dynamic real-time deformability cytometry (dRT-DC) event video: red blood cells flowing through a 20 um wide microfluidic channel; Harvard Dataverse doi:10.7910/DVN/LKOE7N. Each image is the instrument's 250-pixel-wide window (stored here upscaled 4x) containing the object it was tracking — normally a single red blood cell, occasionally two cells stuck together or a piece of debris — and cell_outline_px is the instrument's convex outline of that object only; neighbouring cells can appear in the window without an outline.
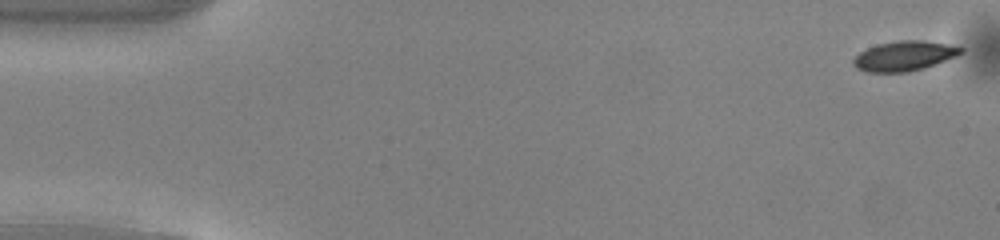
{"species": "common noctule bat (a hibernating species)", "species_latin": "Nyctalus noctula", "temperature_condition": "warm", "stored_images_in_passage": 50, "camera_frame_rate_fps": 3000, "um_per_image_px": 0.085, "animal": {"sex": "male", "body_mass_g": 13.0, "forearm_length_mm": 53.1}, "frame": {"image": 1, "passage_image": 1, "time_ms": 0.0, "image_size_px": [1000, 240], "cell_outline_px": [[964, 52], [956, 56], [936, 64], [924, 68], [908, 72], [868, 72], [856, 68], [852, 64], [852, 60], [860, 52], [868, 48], [880, 44], [900, 40], [924, 40], [964, 48]], "centroid_in_image_um": [76.86, 4.76], "position_along_channel_um": 8.1, "area_um2": 18.55}}
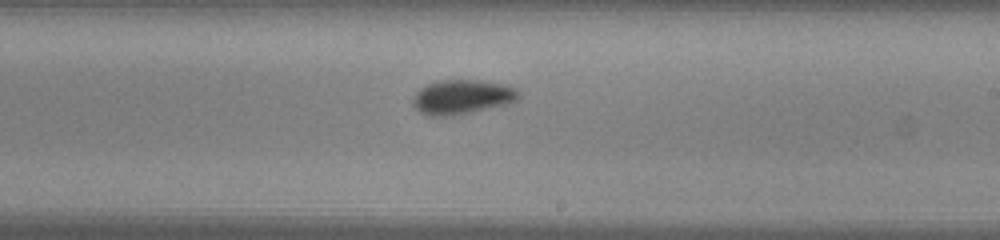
{"frame": {"image": 2, "passage_image": 29, "time_ms": 9.333, "image_size_px": [1000, 240], "cell_outline_px": [[520, 96], [516, 100], [508, 104], [452, 116], [428, 116], [420, 112], [412, 104], [412, 96], [420, 88], [428, 84], [440, 80], [480, 80], [508, 84], [516, 88], [520, 92]], "centroid_in_image_um": [39.29, 8.24], "position_along_channel_um": 249.7, "area_um2": 21.5}}
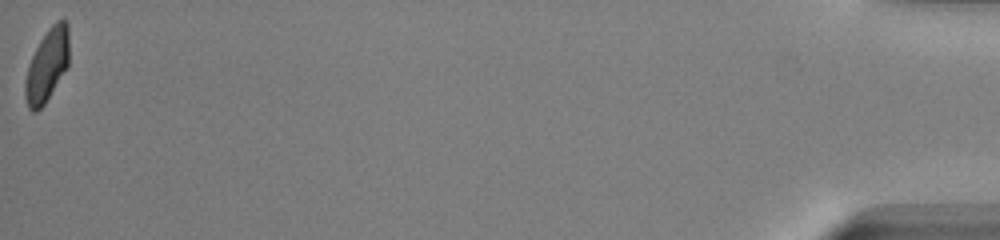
{"frame": {"image": 3, "passage_image": 50, "time_ms": 16.333, "image_size_px": [1000, 240], "cell_outline_px": [[68, 68], [44, 104], [36, 112], [32, 112], [28, 108], [24, 96], [24, 84], [28, 68], [32, 56], [40, 40], [48, 28], [56, 20], [64, 20], [68, 24]], "centroid_in_image_um": [4.0, 5.57], "position_along_channel_um": 431.2, "area_um2": 18.61}, "authors_computed_cell_mechanics": {"area_um2": 19.4208, "velocity_mm_per_s": 4.099, "shape_relaxation_time_tau1_ms": 2.3122, "shape_relaxation_time_tau2_ms": 4.024, "deformation_change_tau1": 0.1097, "deformation_change_tau2": 0.0734}}